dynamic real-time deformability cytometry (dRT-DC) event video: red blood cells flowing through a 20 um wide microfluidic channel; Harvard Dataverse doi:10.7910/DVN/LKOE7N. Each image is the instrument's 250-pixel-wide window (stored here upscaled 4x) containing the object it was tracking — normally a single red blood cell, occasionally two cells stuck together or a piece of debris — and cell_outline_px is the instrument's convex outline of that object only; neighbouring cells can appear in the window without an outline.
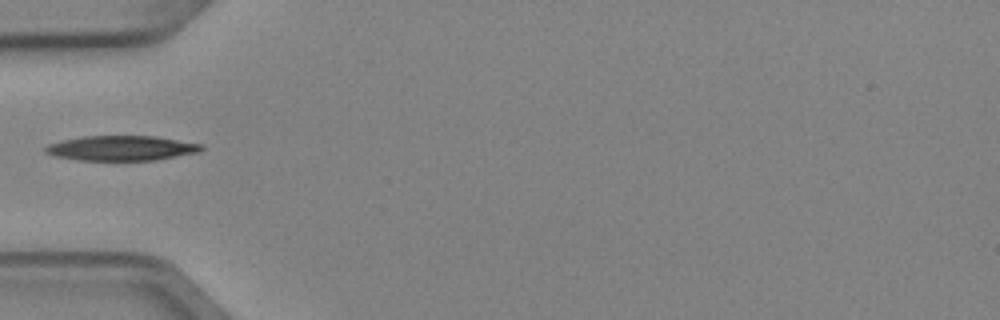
{"species": "Egyptian fruit bat (a non-hibernating species)", "species_latin": "Rousettus aegyptiacus", "temperature_condition": "cold", "stored_images_in_passage": 7, "camera_frame_rate_fps": 3000, "um_per_image_px": 0.085, "animal": {"sex": "female"}, "frame": {"image": 1, "passage_image": 6, "time_ms": 1.667, "image_size_px": [1000, 320], "cell_outline_px": [[204, 148], [200, 152], [156, 160], [80, 160], [56, 156], [44, 152], [44, 148], [48, 144], [64, 140], [84, 136], [156, 136], [204, 144]], "centroid_in_image_um": [10.38, 12.59], "position_along_channel_um": 74.6, "area_um2": 22.66}}
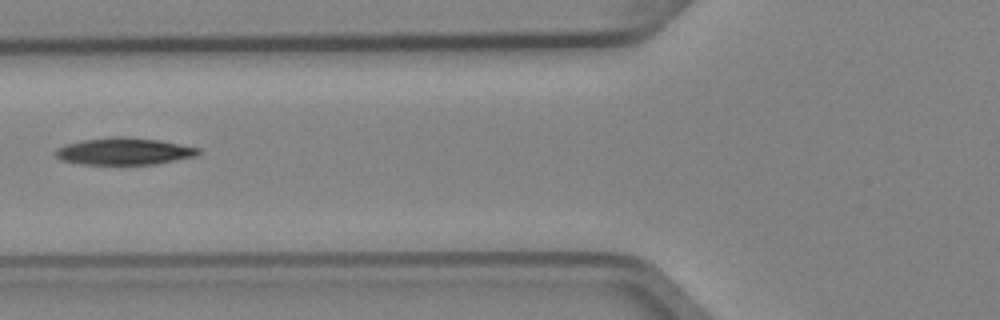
{"frame": {"image": 2, "passage_image": 7, "time_ms": 2.0, "image_size_px": [1000, 320], "cell_outline_px": [[200, 152], [196, 156], [156, 164], [80, 164], [60, 160], [52, 152], [56, 148], [68, 144], [84, 140], [112, 136], [124, 136], [160, 140], [200, 148]], "centroid_in_image_um": [10.53, 12.86], "position_along_channel_um": 115.3, "area_um2": 22.54}}